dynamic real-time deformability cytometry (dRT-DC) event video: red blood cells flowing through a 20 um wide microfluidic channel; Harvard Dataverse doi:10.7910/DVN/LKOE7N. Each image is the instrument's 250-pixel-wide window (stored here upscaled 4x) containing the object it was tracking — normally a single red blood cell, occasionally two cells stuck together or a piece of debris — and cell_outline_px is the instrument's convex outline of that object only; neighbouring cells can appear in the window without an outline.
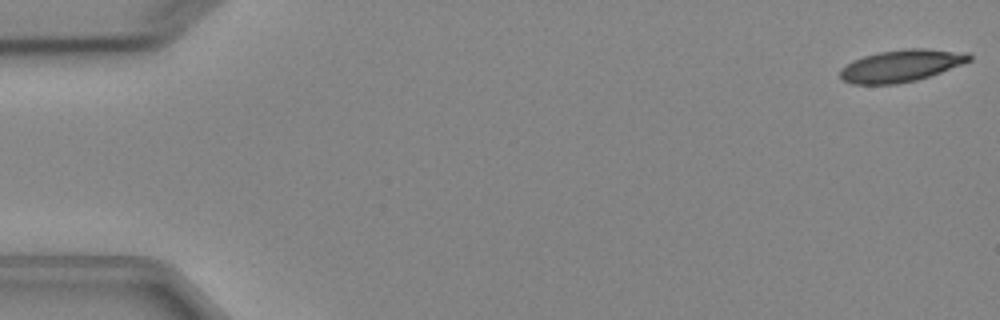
{"species": "Egyptian fruit bat (a non-hibernating species)", "species_latin": "Rousettus aegyptiacus", "temperature_condition": "cold", "stored_images_in_passage": 4, "camera_frame_rate_fps": 3000, "um_per_image_px": 0.085, "animal": {"sex": "female"}, "frame": {"image": 1, "passage_image": 1, "time_ms": 0.0, "image_size_px": [1000, 320], "cell_outline_px": [[972, 60], [964, 64], [916, 80], [896, 84], [852, 84], [844, 80], [840, 76], [840, 68], [852, 60], [864, 56], [880, 52], [904, 48], [924, 48], [968, 52], [972, 56]], "centroid_in_image_um": [76.62, 5.57], "position_along_channel_um": 8.4, "area_um2": 24.22}}